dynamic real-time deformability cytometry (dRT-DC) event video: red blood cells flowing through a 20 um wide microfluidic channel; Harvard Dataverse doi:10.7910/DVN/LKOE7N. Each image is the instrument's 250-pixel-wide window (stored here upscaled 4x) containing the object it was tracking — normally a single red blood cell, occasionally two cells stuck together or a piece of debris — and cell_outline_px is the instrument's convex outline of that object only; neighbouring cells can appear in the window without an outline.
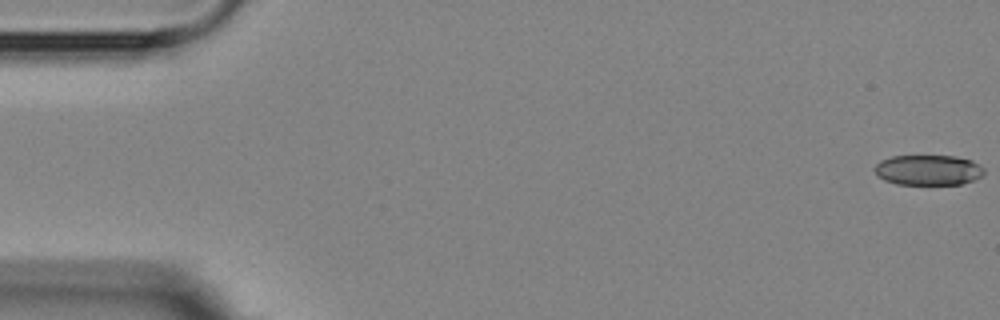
{"species": "Egyptian fruit bat (a non-hibernating species)", "species_latin": "Rousettus aegyptiacus", "temperature_condition": "room temperature", "stored_images_in_passage": 4, "camera_frame_rate_fps": 3000, "um_per_image_px": 0.085, "animal": {"sex": "female"}, "frame": {"image": 1, "passage_image": 1, "time_ms": 0.0, "image_size_px": [1000, 320], "cell_outline_px": [[984, 172], [980, 176], [972, 180], [960, 184], [896, 184], [884, 180], [876, 176], [872, 168], [880, 160], [892, 156], [956, 156], [972, 160], [984, 168]], "centroid_in_image_um": [78.84, 14.45], "position_along_channel_um": 6.2, "area_um2": 19.42}}
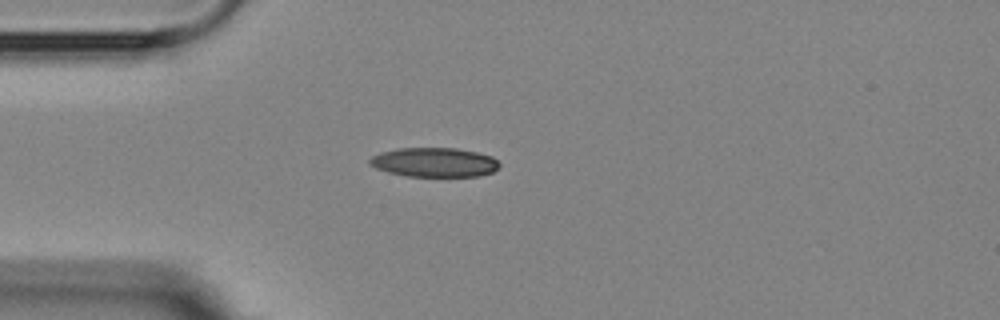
{"frame": {"image": 2, "passage_image": 4, "time_ms": 4.667, "image_size_px": [1000, 320], "cell_outline_px": [[500, 164], [492, 172], [480, 176], [408, 176], [388, 172], [376, 168], [368, 164], [368, 160], [372, 156], [380, 152], [396, 148], [456, 148], [476, 152], [492, 156]], "centroid_in_image_um": [36.88, 13.79], "position_along_channel_um": 48.1, "area_um2": 22.14}}